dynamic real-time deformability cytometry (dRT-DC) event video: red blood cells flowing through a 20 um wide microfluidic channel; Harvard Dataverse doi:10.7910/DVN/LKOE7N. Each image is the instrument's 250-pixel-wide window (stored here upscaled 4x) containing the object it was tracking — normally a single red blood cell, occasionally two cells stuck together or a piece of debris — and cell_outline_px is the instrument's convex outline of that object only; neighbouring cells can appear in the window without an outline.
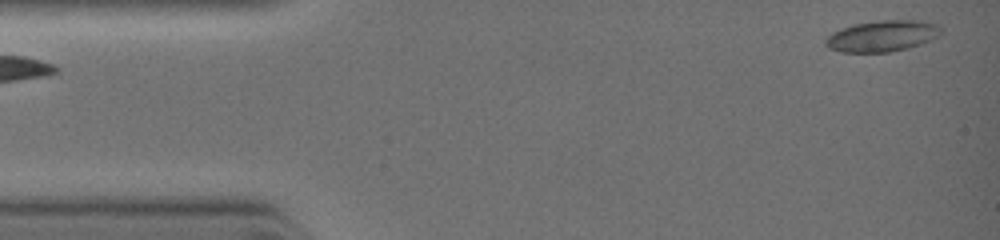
{"species": "common noctule bat (a hibernating species)", "species_latin": "Nyctalus noctula", "temperature_condition": "warm", "stored_images_in_passage": 16, "camera_frame_rate_fps": 3000, "um_per_image_px": 0.085, "animal": {"sex": "female", "body_mass_g": 19.0, "forearm_length_mm": 51.5}, "frame": {"image": 1, "passage_image": 1, "time_ms": 0.0, "image_size_px": [1000, 240], "cell_outline_px": [[940, 32], [936, 36], [920, 44], [908, 48], [888, 52], [840, 52], [828, 48], [824, 44], [824, 40], [832, 32], [856, 24], [880, 20], [912, 20], [936, 24], [940, 28]], "centroid_in_image_um": [74.92, 3.07], "position_along_channel_um": 10.1, "area_um2": 20.58}}
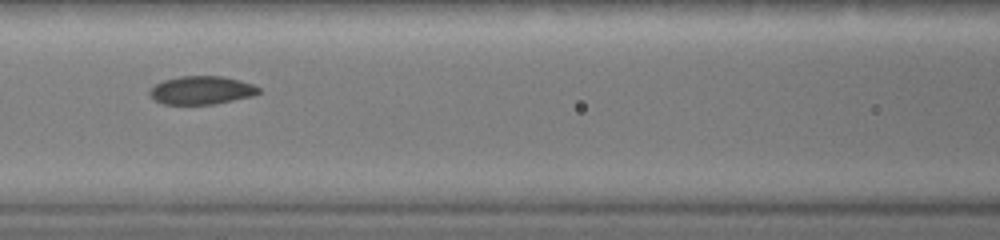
{"frame": {"image": 2, "passage_image": 10, "time_ms": 4.333, "image_size_px": [1000, 240], "cell_outline_px": [[260, 92], [252, 96], [212, 104], [164, 104], [156, 100], [148, 92], [156, 84], [164, 80], [180, 76], [224, 76], [240, 80], [252, 84], [260, 88]], "centroid_in_image_um": [17.15, 7.66], "position_along_channel_um": 149.5, "area_um2": 17.74}}
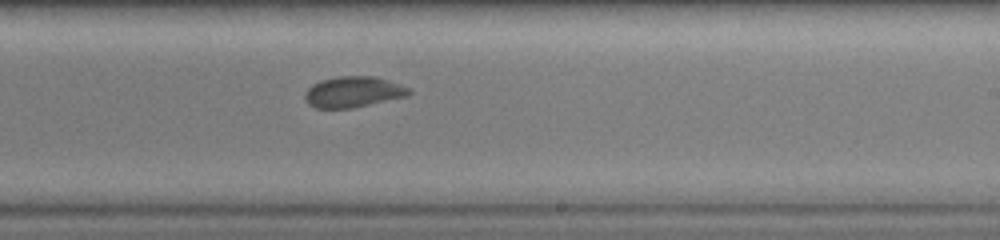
{"frame": {"image": 3, "passage_image": 16, "time_ms": 6.333, "image_size_px": [1000, 240], "cell_outline_px": [[412, 92], [408, 96], [352, 108], [316, 108], [308, 104], [304, 100], [304, 96], [308, 88], [312, 84], [320, 80], [340, 76], [376, 76], [400, 84], [408, 88]], "centroid_in_image_um": [30.01, 7.81], "position_along_channel_um": 259.0, "area_um2": 18.79}}